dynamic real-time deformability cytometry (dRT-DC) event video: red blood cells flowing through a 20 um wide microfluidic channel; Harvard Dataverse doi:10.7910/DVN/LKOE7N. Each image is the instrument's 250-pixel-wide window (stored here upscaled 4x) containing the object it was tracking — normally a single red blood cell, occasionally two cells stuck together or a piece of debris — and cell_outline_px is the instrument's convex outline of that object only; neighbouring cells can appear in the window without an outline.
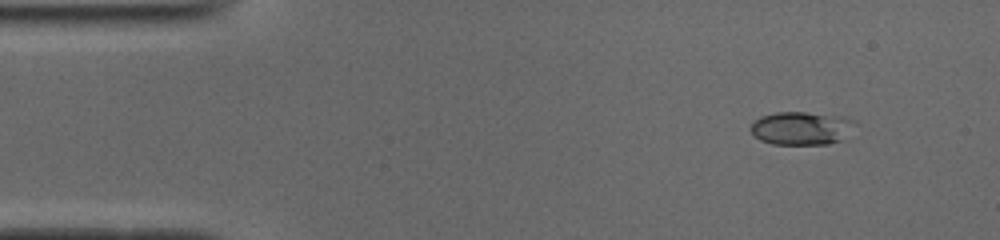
{"species": "common noctule bat (a hibernating species)", "species_latin": "Nyctalus noctula", "temperature_condition": "cold", "stored_images_in_passage": 50, "camera_frame_rate_fps": 3000, "um_per_image_px": 0.085, "animal": {"sex": "male", "body_mass_g": 19.0, "forearm_length_mm": 50.8}, "frame": {"image": 1, "passage_image": 4, "time_ms": 1.0, "image_size_px": [1000, 240], "cell_outline_px": [[856, 124], [844, 140], [828, 144], [772, 144], [760, 140], [752, 132], [752, 124], [760, 116], [776, 112], [804, 112], [844, 116], [856, 120]], "centroid_in_image_um": [68.19, 10.89], "position_along_channel_um": 16.8, "area_um2": 20.35}}
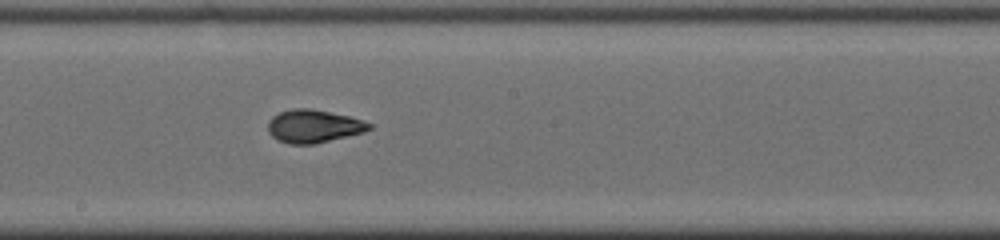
{"frame": {"image": 2, "passage_image": 26, "time_ms": 8.333, "image_size_px": [1000, 240], "cell_outline_px": [[372, 128], [364, 132], [312, 144], [288, 144], [272, 136], [268, 132], [268, 120], [272, 116], [280, 112], [292, 108], [308, 108], [348, 116], [364, 120], [372, 124]], "centroid_in_image_um": [26.64, 10.72], "position_along_channel_um": 221.6, "area_um2": 19.31}}
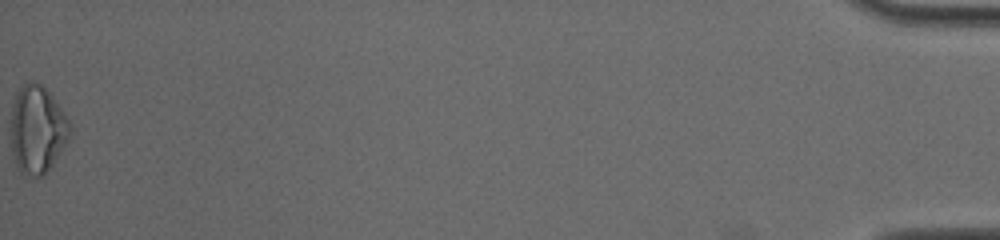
{"frame": {"image": 3, "passage_image": 50, "time_ms": 16.333, "image_size_px": [1000, 240], "cell_outline_px": [[72, 132], [68, 140], [52, 164], [40, 176], [36, 176], [20, 172], [16, 164], [12, 152], [12, 104], [16, 92], [28, 80], [32, 80], [40, 84], [52, 96], [64, 112], [72, 124]], "centroid_in_image_um": [3.19, 10.96], "position_along_channel_um": 432.0, "area_um2": 29.88}, "authors_computed_cell_mechanics": {"area_um2": 19.1029, "velocity_mm_per_s": 3.9335, "shape_relaxation_time_tau1_ms": 8.7573, "shape_relaxation_time_tau2_ms": 1.8067, "deformation_change_tau1": 0.2384, "deformation_change_tau2": 0.0614}}